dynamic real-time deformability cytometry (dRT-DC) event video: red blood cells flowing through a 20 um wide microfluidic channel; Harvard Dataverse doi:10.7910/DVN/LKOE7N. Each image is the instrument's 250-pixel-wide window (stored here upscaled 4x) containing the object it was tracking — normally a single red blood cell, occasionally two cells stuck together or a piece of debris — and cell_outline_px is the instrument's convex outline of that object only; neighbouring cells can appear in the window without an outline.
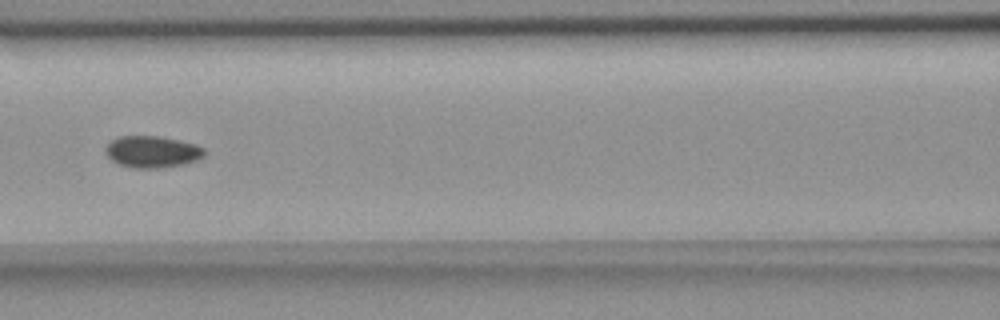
{"species": "common noctule bat (a hibernating species)", "species_latin": "Nyctalus noctula", "temperature_condition": "room temperature", "stored_images_in_passage": 8, "camera_frame_rate_fps": 3000, "um_per_image_px": 0.085, "animal": {"sex": "female", "body_mass_g": 18.4}, "frame": {"image": 1, "passage_image": 7, "time_ms": 2.0, "image_size_px": [1000, 320], "cell_outline_px": [[204, 156], [196, 160], [184, 164], [164, 168], [132, 168], [120, 164], [112, 160], [104, 152], [104, 148], [112, 140], [120, 136], [160, 136], [180, 140], [196, 144], [204, 148]], "centroid_in_image_um": [12.94, 12.9], "position_along_channel_um": 153.7, "area_um2": 18.38}}
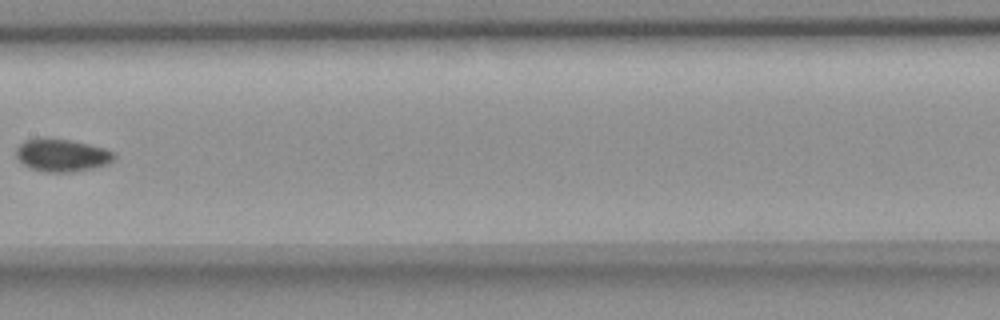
{"frame": {"image": 2, "passage_image": 8, "time_ms": 2.333, "image_size_px": [1000, 320], "cell_outline_px": [[116, 156], [108, 164], [92, 168], [72, 172], [44, 172], [28, 168], [16, 156], [16, 148], [24, 140], [68, 140], [88, 144], [104, 148], [112, 152]], "centroid_in_image_um": [5.26, 13.23], "position_along_channel_um": 202.1, "area_um2": 18.15}}